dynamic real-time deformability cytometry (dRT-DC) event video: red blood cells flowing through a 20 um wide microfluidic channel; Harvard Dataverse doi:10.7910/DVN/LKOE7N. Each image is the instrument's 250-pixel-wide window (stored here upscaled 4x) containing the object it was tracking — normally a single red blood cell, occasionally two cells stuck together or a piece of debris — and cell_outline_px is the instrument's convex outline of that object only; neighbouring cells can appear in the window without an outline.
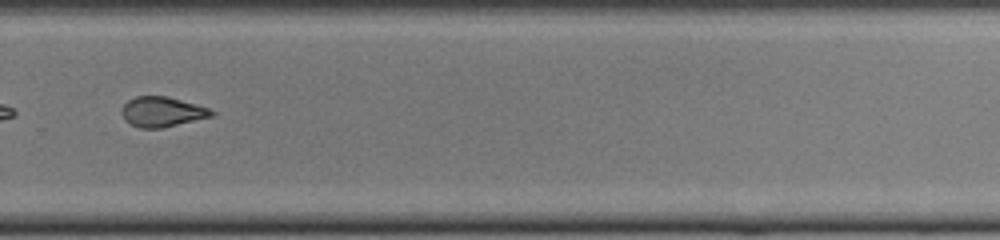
{"species": "common noctule bat (a hibernating species)", "species_latin": "Nyctalus noctula", "temperature_condition": "cold", "stored_images_in_passage": 34, "camera_frame_rate_fps": 3000, "um_per_image_px": 0.085, "animal": {"sex": "female", "body_mass_g": 22.0, "forearm_length_mm": 56.7}, "frame": {"image": 1, "passage_image": 20, "time_ms": 6.333, "image_size_px": [1000, 240], "cell_outline_px": [[216, 112], [212, 116], [160, 128], [140, 128], [124, 120], [120, 112], [124, 104], [128, 100], [136, 96], [168, 96], [208, 108]], "centroid_in_image_um": [13.74, 9.49], "position_along_channel_um": 316.1, "area_um2": 15.55}, "authors_computed_cell_mechanics": {"area_um2": 16.1262, "velocity_mm_per_s": 4.0013, "shape_relaxation_time_tau1_ms": null, "shape_relaxation_time_tau2_ms": 2.679, "deformation_change_tau1": null, "deformation_change_tau2": 0.0954}}